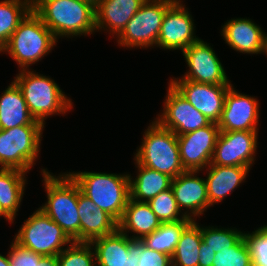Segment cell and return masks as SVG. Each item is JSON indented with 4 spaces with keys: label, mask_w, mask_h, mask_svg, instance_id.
<instances>
[{
    "label": "cell",
    "mask_w": 267,
    "mask_h": 266,
    "mask_svg": "<svg viewBox=\"0 0 267 266\" xmlns=\"http://www.w3.org/2000/svg\"><path fill=\"white\" fill-rule=\"evenodd\" d=\"M32 10L57 41L96 34L95 5L83 0H32Z\"/></svg>",
    "instance_id": "cell-1"
},
{
    "label": "cell",
    "mask_w": 267,
    "mask_h": 266,
    "mask_svg": "<svg viewBox=\"0 0 267 266\" xmlns=\"http://www.w3.org/2000/svg\"><path fill=\"white\" fill-rule=\"evenodd\" d=\"M46 200L39 208L56 222L74 242H80V216L78 212L79 186L65 171H49L39 167Z\"/></svg>",
    "instance_id": "cell-2"
},
{
    "label": "cell",
    "mask_w": 267,
    "mask_h": 266,
    "mask_svg": "<svg viewBox=\"0 0 267 266\" xmlns=\"http://www.w3.org/2000/svg\"><path fill=\"white\" fill-rule=\"evenodd\" d=\"M17 72L12 80L21 89L28 110L36 121L46 126V121L52 116L64 117L72 113L74 100L49 74L47 76L33 68Z\"/></svg>",
    "instance_id": "cell-3"
},
{
    "label": "cell",
    "mask_w": 267,
    "mask_h": 266,
    "mask_svg": "<svg viewBox=\"0 0 267 266\" xmlns=\"http://www.w3.org/2000/svg\"><path fill=\"white\" fill-rule=\"evenodd\" d=\"M58 43L40 17L31 10L1 49L0 55L12 58L18 65V71L32 69L31 66H37L55 50Z\"/></svg>",
    "instance_id": "cell-4"
},
{
    "label": "cell",
    "mask_w": 267,
    "mask_h": 266,
    "mask_svg": "<svg viewBox=\"0 0 267 266\" xmlns=\"http://www.w3.org/2000/svg\"><path fill=\"white\" fill-rule=\"evenodd\" d=\"M80 191L117 223L130 199L129 172L66 171Z\"/></svg>",
    "instance_id": "cell-5"
},
{
    "label": "cell",
    "mask_w": 267,
    "mask_h": 266,
    "mask_svg": "<svg viewBox=\"0 0 267 266\" xmlns=\"http://www.w3.org/2000/svg\"><path fill=\"white\" fill-rule=\"evenodd\" d=\"M149 122L142 131L141 142L133 152V159L174 179L186 171L181 163L177 136L155 119Z\"/></svg>",
    "instance_id": "cell-6"
},
{
    "label": "cell",
    "mask_w": 267,
    "mask_h": 266,
    "mask_svg": "<svg viewBox=\"0 0 267 266\" xmlns=\"http://www.w3.org/2000/svg\"><path fill=\"white\" fill-rule=\"evenodd\" d=\"M45 128L44 125H22L0 129V168L19 169L30 174L41 161Z\"/></svg>",
    "instance_id": "cell-7"
},
{
    "label": "cell",
    "mask_w": 267,
    "mask_h": 266,
    "mask_svg": "<svg viewBox=\"0 0 267 266\" xmlns=\"http://www.w3.org/2000/svg\"><path fill=\"white\" fill-rule=\"evenodd\" d=\"M166 0H146L124 29L114 38L116 46L127 50L157 49V40L166 10Z\"/></svg>",
    "instance_id": "cell-8"
},
{
    "label": "cell",
    "mask_w": 267,
    "mask_h": 266,
    "mask_svg": "<svg viewBox=\"0 0 267 266\" xmlns=\"http://www.w3.org/2000/svg\"><path fill=\"white\" fill-rule=\"evenodd\" d=\"M16 230L14 241L43 256H58L73 241L39 207Z\"/></svg>",
    "instance_id": "cell-9"
},
{
    "label": "cell",
    "mask_w": 267,
    "mask_h": 266,
    "mask_svg": "<svg viewBox=\"0 0 267 266\" xmlns=\"http://www.w3.org/2000/svg\"><path fill=\"white\" fill-rule=\"evenodd\" d=\"M208 40L199 39L181 52L187 65L181 76L169 77V80H191L214 85H232L223 62ZM188 68V69H187Z\"/></svg>",
    "instance_id": "cell-10"
},
{
    "label": "cell",
    "mask_w": 267,
    "mask_h": 266,
    "mask_svg": "<svg viewBox=\"0 0 267 266\" xmlns=\"http://www.w3.org/2000/svg\"><path fill=\"white\" fill-rule=\"evenodd\" d=\"M259 131H220L211 165L252 167L257 163ZM256 162V163H255Z\"/></svg>",
    "instance_id": "cell-11"
},
{
    "label": "cell",
    "mask_w": 267,
    "mask_h": 266,
    "mask_svg": "<svg viewBox=\"0 0 267 266\" xmlns=\"http://www.w3.org/2000/svg\"><path fill=\"white\" fill-rule=\"evenodd\" d=\"M162 109L155 119L162 127L176 136L208 126L211 122L196 110L169 82Z\"/></svg>",
    "instance_id": "cell-12"
},
{
    "label": "cell",
    "mask_w": 267,
    "mask_h": 266,
    "mask_svg": "<svg viewBox=\"0 0 267 266\" xmlns=\"http://www.w3.org/2000/svg\"><path fill=\"white\" fill-rule=\"evenodd\" d=\"M188 4H172L165 12L157 40V49L182 52L200 37L196 35L194 16Z\"/></svg>",
    "instance_id": "cell-13"
},
{
    "label": "cell",
    "mask_w": 267,
    "mask_h": 266,
    "mask_svg": "<svg viewBox=\"0 0 267 266\" xmlns=\"http://www.w3.org/2000/svg\"><path fill=\"white\" fill-rule=\"evenodd\" d=\"M236 87L232 84L226 93L224 109L217 123L220 131H259L260 99L242 93Z\"/></svg>",
    "instance_id": "cell-14"
},
{
    "label": "cell",
    "mask_w": 267,
    "mask_h": 266,
    "mask_svg": "<svg viewBox=\"0 0 267 266\" xmlns=\"http://www.w3.org/2000/svg\"><path fill=\"white\" fill-rule=\"evenodd\" d=\"M202 175V171L186 170L171 181V189L182 214L199 222L203 215L205 217V212L212 208L207 196L206 180Z\"/></svg>",
    "instance_id": "cell-15"
},
{
    "label": "cell",
    "mask_w": 267,
    "mask_h": 266,
    "mask_svg": "<svg viewBox=\"0 0 267 266\" xmlns=\"http://www.w3.org/2000/svg\"><path fill=\"white\" fill-rule=\"evenodd\" d=\"M90 244L95 252L96 266H136L144 251L142 240H133L118 228Z\"/></svg>",
    "instance_id": "cell-16"
},
{
    "label": "cell",
    "mask_w": 267,
    "mask_h": 266,
    "mask_svg": "<svg viewBox=\"0 0 267 266\" xmlns=\"http://www.w3.org/2000/svg\"><path fill=\"white\" fill-rule=\"evenodd\" d=\"M219 134L218 124L211 122L206 127L177 136L185 170L202 171L211 163Z\"/></svg>",
    "instance_id": "cell-17"
},
{
    "label": "cell",
    "mask_w": 267,
    "mask_h": 266,
    "mask_svg": "<svg viewBox=\"0 0 267 266\" xmlns=\"http://www.w3.org/2000/svg\"><path fill=\"white\" fill-rule=\"evenodd\" d=\"M168 82L210 122H219L226 93L231 85L205 84L191 80H168Z\"/></svg>",
    "instance_id": "cell-18"
},
{
    "label": "cell",
    "mask_w": 267,
    "mask_h": 266,
    "mask_svg": "<svg viewBox=\"0 0 267 266\" xmlns=\"http://www.w3.org/2000/svg\"><path fill=\"white\" fill-rule=\"evenodd\" d=\"M220 36L237 54L263 55L267 32L250 17H233L222 23Z\"/></svg>",
    "instance_id": "cell-19"
},
{
    "label": "cell",
    "mask_w": 267,
    "mask_h": 266,
    "mask_svg": "<svg viewBox=\"0 0 267 266\" xmlns=\"http://www.w3.org/2000/svg\"><path fill=\"white\" fill-rule=\"evenodd\" d=\"M249 167L219 166L209 164L203 175L207 184V196L211 207L224 203V200L239 187H242L249 176ZM206 172V173H205Z\"/></svg>",
    "instance_id": "cell-20"
},
{
    "label": "cell",
    "mask_w": 267,
    "mask_h": 266,
    "mask_svg": "<svg viewBox=\"0 0 267 266\" xmlns=\"http://www.w3.org/2000/svg\"><path fill=\"white\" fill-rule=\"evenodd\" d=\"M146 0H98L95 6L96 32L113 40Z\"/></svg>",
    "instance_id": "cell-21"
},
{
    "label": "cell",
    "mask_w": 267,
    "mask_h": 266,
    "mask_svg": "<svg viewBox=\"0 0 267 266\" xmlns=\"http://www.w3.org/2000/svg\"><path fill=\"white\" fill-rule=\"evenodd\" d=\"M80 242L90 243L96 238L113 233L118 223L85 196L79 188Z\"/></svg>",
    "instance_id": "cell-22"
},
{
    "label": "cell",
    "mask_w": 267,
    "mask_h": 266,
    "mask_svg": "<svg viewBox=\"0 0 267 266\" xmlns=\"http://www.w3.org/2000/svg\"><path fill=\"white\" fill-rule=\"evenodd\" d=\"M161 224L147 202L130 198L118 222V229L133 240H142Z\"/></svg>",
    "instance_id": "cell-23"
},
{
    "label": "cell",
    "mask_w": 267,
    "mask_h": 266,
    "mask_svg": "<svg viewBox=\"0 0 267 266\" xmlns=\"http://www.w3.org/2000/svg\"><path fill=\"white\" fill-rule=\"evenodd\" d=\"M0 93V129L43 125L31 116L22 91L13 80Z\"/></svg>",
    "instance_id": "cell-24"
},
{
    "label": "cell",
    "mask_w": 267,
    "mask_h": 266,
    "mask_svg": "<svg viewBox=\"0 0 267 266\" xmlns=\"http://www.w3.org/2000/svg\"><path fill=\"white\" fill-rule=\"evenodd\" d=\"M19 169L0 168V207L16 224L28 184V175Z\"/></svg>",
    "instance_id": "cell-25"
},
{
    "label": "cell",
    "mask_w": 267,
    "mask_h": 266,
    "mask_svg": "<svg viewBox=\"0 0 267 266\" xmlns=\"http://www.w3.org/2000/svg\"><path fill=\"white\" fill-rule=\"evenodd\" d=\"M135 171L129 172L130 198L139 202H148L156 195L171 187L172 178L157 170L137 163L134 159ZM134 175V176H133Z\"/></svg>",
    "instance_id": "cell-26"
},
{
    "label": "cell",
    "mask_w": 267,
    "mask_h": 266,
    "mask_svg": "<svg viewBox=\"0 0 267 266\" xmlns=\"http://www.w3.org/2000/svg\"><path fill=\"white\" fill-rule=\"evenodd\" d=\"M201 242V223L192 220L180 235L171 257L172 266H198Z\"/></svg>",
    "instance_id": "cell-27"
},
{
    "label": "cell",
    "mask_w": 267,
    "mask_h": 266,
    "mask_svg": "<svg viewBox=\"0 0 267 266\" xmlns=\"http://www.w3.org/2000/svg\"><path fill=\"white\" fill-rule=\"evenodd\" d=\"M32 10V0H0V51Z\"/></svg>",
    "instance_id": "cell-28"
},
{
    "label": "cell",
    "mask_w": 267,
    "mask_h": 266,
    "mask_svg": "<svg viewBox=\"0 0 267 266\" xmlns=\"http://www.w3.org/2000/svg\"><path fill=\"white\" fill-rule=\"evenodd\" d=\"M191 221L186 218L177 222L162 223L152 234L144 237L142 242L150 249L172 257L183 229Z\"/></svg>",
    "instance_id": "cell-29"
},
{
    "label": "cell",
    "mask_w": 267,
    "mask_h": 266,
    "mask_svg": "<svg viewBox=\"0 0 267 266\" xmlns=\"http://www.w3.org/2000/svg\"><path fill=\"white\" fill-rule=\"evenodd\" d=\"M244 230L233 226L222 227L201 224L202 241L215 253L234 246L243 236Z\"/></svg>",
    "instance_id": "cell-30"
},
{
    "label": "cell",
    "mask_w": 267,
    "mask_h": 266,
    "mask_svg": "<svg viewBox=\"0 0 267 266\" xmlns=\"http://www.w3.org/2000/svg\"><path fill=\"white\" fill-rule=\"evenodd\" d=\"M161 223L177 222L186 217L178 208L171 187L147 202Z\"/></svg>",
    "instance_id": "cell-31"
},
{
    "label": "cell",
    "mask_w": 267,
    "mask_h": 266,
    "mask_svg": "<svg viewBox=\"0 0 267 266\" xmlns=\"http://www.w3.org/2000/svg\"><path fill=\"white\" fill-rule=\"evenodd\" d=\"M57 258L59 266H96L95 252L90 243L73 241Z\"/></svg>",
    "instance_id": "cell-32"
},
{
    "label": "cell",
    "mask_w": 267,
    "mask_h": 266,
    "mask_svg": "<svg viewBox=\"0 0 267 266\" xmlns=\"http://www.w3.org/2000/svg\"><path fill=\"white\" fill-rule=\"evenodd\" d=\"M212 266H253L249 246L243 236L234 246L215 254Z\"/></svg>",
    "instance_id": "cell-33"
},
{
    "label": "cell",
    "mask_w": 267,
    "mask_h": 266,
    "mask_svg": "<svg viewBox=\"0 0 267 266\" xmlns=\"http://www.w3.org/2000/svg\"><path fill=\"white\" fill-rule=\"evenodd\" d=\"M249 246L253 266H267V222L253 231L244 232Z\"/></svg>",
    "instance_id": "cell-34"
},
{
    "label": "cell",
    "mask_w": 267,
    "mask_h": 266,
    "mask_svg": "<svg viewBox=\"0 0 267 266\" xmlns=\"http://www.w3.org/2000/svg\"><path fill=\"white\" fill-rule=\"evenodd\" d=\"M8 250L10 266H36L43 257V255L19 245L13 239Z\"/></svg>",
    "instance_id": "cell-35"
},
{
    "label": "cell",
    "mask_w": 267,
    "mask_h": 266,
    "mask_svg": "<svg viewBox=\"0 0 267 266\" xmlns=\"http://www.w3.org/2000/svg\"><path fill=\"white\" fill-rule=\"evenodd\" d=\"M138 266H172L171 257L152 250L144 244V251L139 256Z\"/></svg>",
    "instance_id": "cell-36"
},
{
    "label": "cell",
    "mask_w": 267,
    "mask_h": 266,
    "mask_svg": "<svg viewBox=\"0 0 267 266\" xmlns=\"http://www.w3.org/2000/svg\"><path fill=\"white\" fill-rule=\"evenodd\" d=\"M198 266H212L215 258V252L212 251L203 241L199 249Z\"/></svg>",
    "instance_id": "cell-37"
},
{
    "label": "cell",
    "mask_w": 267,
    "mask_h": 266,
    "mask_svg": "<svg viewBox=\"0 0 267 266\" xmlns=\"http://www.w3.org/2000/svg\"><path fill=\"white\" fill-rule=\"evenodd\" d=\"M36 266H59L57 256H43Z\"/></svg>",
    "instance_id": "cell-38"
},
{
    "label": "cell",
    "mask_w": 267,
    "mask_h": 266,
    "mask_svg": "<svg viewBox=\"0 0 267 266\" xmlns=\"http://www.w3.org/2000/svg\"><path fill=\"white\" fill-rule=\"evenodd\" d=\"M0 266H10L8 252L5 255L3 252L0 253Z\"/></svg>",
    "instance_id": "cell-39"
},
{
    "label": "cell",
    "mask_w": 267,
    "mask_h": 266,
    "mask_svg": "<svg viewBox=\"0 0 267 266\" xmlns=\"http://www.w3.org/2000/svg\"><path fill=\"white\" fill-rule=\"evenodd\" d=\"M5 220L6 222H8L9 224L13 225V220L2 210V208L0 207V220Z\"/></svg>",
    "instance_id": "cell-40"
},
{
    "label": "cell",
    "mask_w": 267,
    "mask_h": 266,
    "mask_svg": "<svg viewBox=\"0 0 267 266\" xmlns=\"http://www.w3.org/2000/svg\"><path fill=\"white\" fill-rule=\"evenodd\" d=\"M166 1H168L171 4H180V5L186 4L185 0L184 1L183 0H166Z\"/></svg>",
    "instance_id": "cell-41"
},
{
    "label": "cell",
    "mask_w": 267,
    "mask_h": 266,
    "mask_svg": "<svg viewBox=\"0 0 267 266\" xmlns=\"http://www.w3.org/2000/svg\"><path fill=\"white\" fill-rule=\"evenodd\" d=\"M263 55L267 58V37H266V41H265V45H264Z\"/></svg>",
    "instance_id": "cell-42"
},
{
    "label": "cell",
    "mask_w": 267,
    "mask_h": 266,
    "mask_svg": "<svg viewBox=\"0 0 267 266\" xmlns=\"http://www.w3.org/2000/svg\"><path fill=\"white\" fill-rule=\"evenodd\" d=\"M83 1L90 2V3L94 4L95 6L98 2V0H83Z\"/></svg>",
    "instance_id": "cell-43"
}]
</instances>
